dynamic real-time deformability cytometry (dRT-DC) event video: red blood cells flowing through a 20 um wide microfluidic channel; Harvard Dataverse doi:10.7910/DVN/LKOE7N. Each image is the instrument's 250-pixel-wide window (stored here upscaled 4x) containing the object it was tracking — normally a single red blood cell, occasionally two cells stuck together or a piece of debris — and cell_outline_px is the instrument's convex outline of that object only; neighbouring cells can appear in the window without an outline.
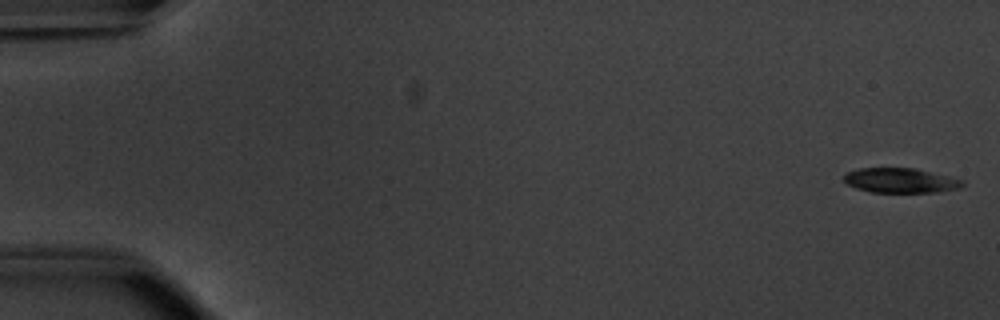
{"species": "common noctule bat (a hibernating species)", "species_latin": "Nyctalus noctula", "temperature_condition": "warm", "stored_images_in_passage": 15, "camera_frame_rate_fps": 3000, "um_per_image_px": 0.085, "animal": {"sex": "male", "body_mass_g": 20.1, "forearm_length_mm": 53.5}, "frame": {"image": 1, "passage_image": 1, "time_ms": 0.0, "image_size_px": [1000, 320], "cell_outline_px": [[964, 184], [960, 188], [936, 192], [872, 192], [856, 188], [848, 184], [844, 180], [844, 176], [848, 172], [860, 168], [916, 168], [964, 180]], "centroid_in_image_um": [76.57, 15.34], "position_along_channel_um": 8.4, "area_um2": 16.99}}
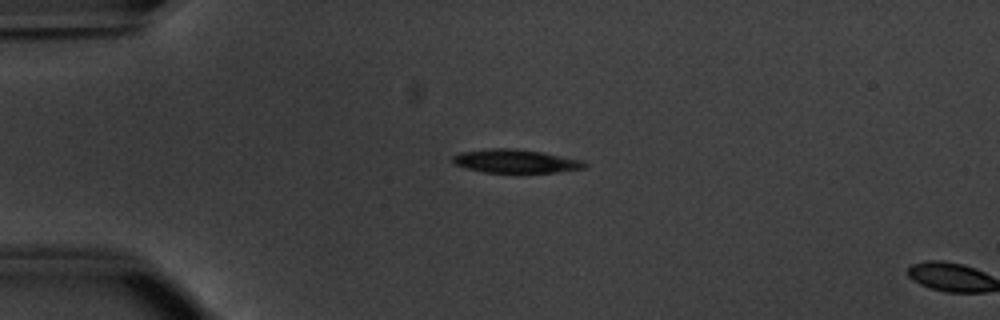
{"frame": {"image": 2, "passage_image": 13, "time_ms": 4.0, "image_size_px": [1000, 320], "cell_outline_px": [[588, 168], [556, 172], [484, 172], [452, 164], [452, 156], [460, 152], [492, 148], [516, 148], [540, 152], [584, 160], [588, 164]], "centroid_in_image_um": [43.85, 13.69], "position_along_channel_um": 41.2, "area_um2": 18.09}}